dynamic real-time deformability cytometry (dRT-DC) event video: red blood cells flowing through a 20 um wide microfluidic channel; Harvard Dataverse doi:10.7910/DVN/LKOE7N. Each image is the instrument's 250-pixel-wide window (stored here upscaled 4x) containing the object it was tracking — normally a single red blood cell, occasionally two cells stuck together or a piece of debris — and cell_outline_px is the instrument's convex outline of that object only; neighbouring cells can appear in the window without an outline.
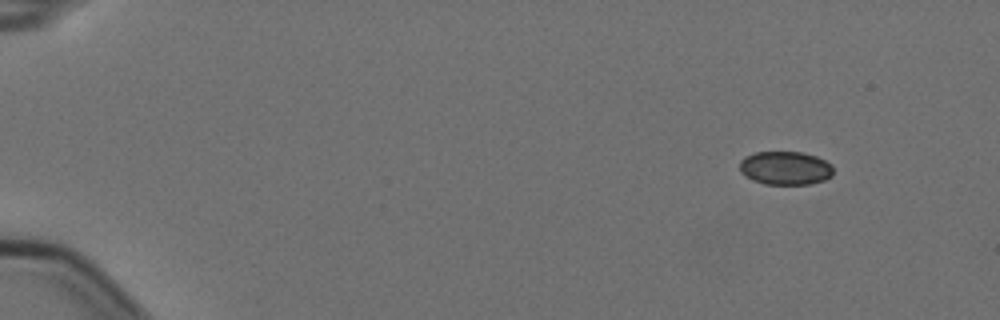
{"species": "Egyptian fruit bat (a non-hibernating species)", "species_latin": "Rousettus aegyptiacus", "temperature_condition": "cold", "stored_images_in_passage": 7, "camera_frame_rate_fps": 3000, "um_per_image_px": 0.085, "animal": {"sex": "female"}, "frame": {"image": 1, "passage_image": 1, "time_ms": 0.0, "image_size_px": [1000, 320], "cell_outline_px": [[832, 176], [824, 180], [812, 184], [764, 184], [752, 180], [744, 176], [740, 172], [740, 160], [744, 156], [756, 152], [800, 152], [816, 156], [832, 164]], "centroid_in_image_um": [66.73, 14.29], "position_along_channel_um": 18.3, "area_um2": 18.44}}
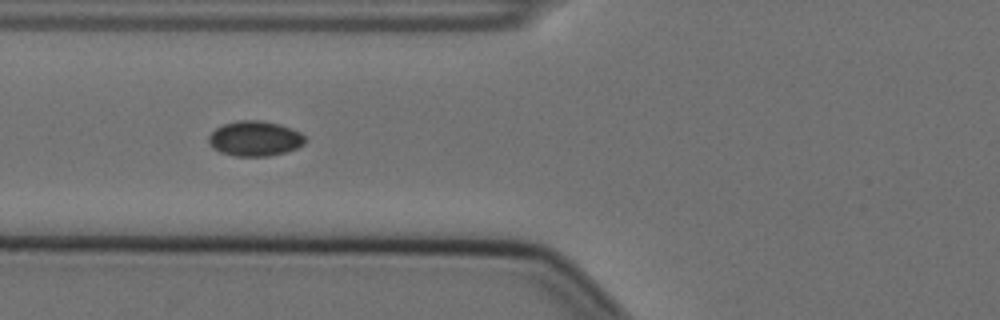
{"frame": {"image": 2, "passage_image": 6, "time_ms": 1.667, "image_size_px": [1000, 320], "cell_outline_px": [[304, 144], [296, 148], [284, 152], [268, 156], [236, 156], [220, 152], [212, 148], [208, 144], [208, 136], [216, 128], [224, 124], [236, 120], [260, 120], [280, 124], [292, 128], [300, 132], [304, 136]], "centroid_in_image_um": [21.64, 11.77], "position_along_channel_um": 104.2, "area_um2": 19.77}}
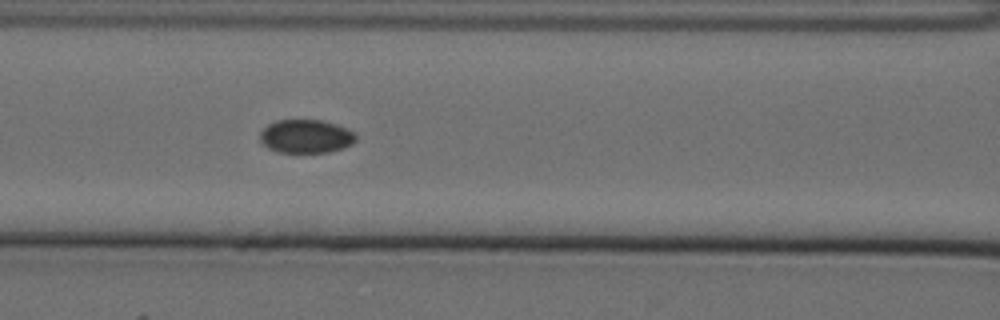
{"frame": {"image": 3, "passage_image": 7, "time_ms": 2.0, "image_size_px": [1000, 320], "cell_outline_px": [[356, 140], [352, 144], [344, 148], [328, 152], [280, 152], [268, 148], [260, 140], [260, 132], [268, 124], [276, 120], [324, 120], [348, 128], [356, 132]], "centroid_in_image_um": [26.04, 11.58], "position_along_channel_um": 140.6, "area_um2": 18.84}}